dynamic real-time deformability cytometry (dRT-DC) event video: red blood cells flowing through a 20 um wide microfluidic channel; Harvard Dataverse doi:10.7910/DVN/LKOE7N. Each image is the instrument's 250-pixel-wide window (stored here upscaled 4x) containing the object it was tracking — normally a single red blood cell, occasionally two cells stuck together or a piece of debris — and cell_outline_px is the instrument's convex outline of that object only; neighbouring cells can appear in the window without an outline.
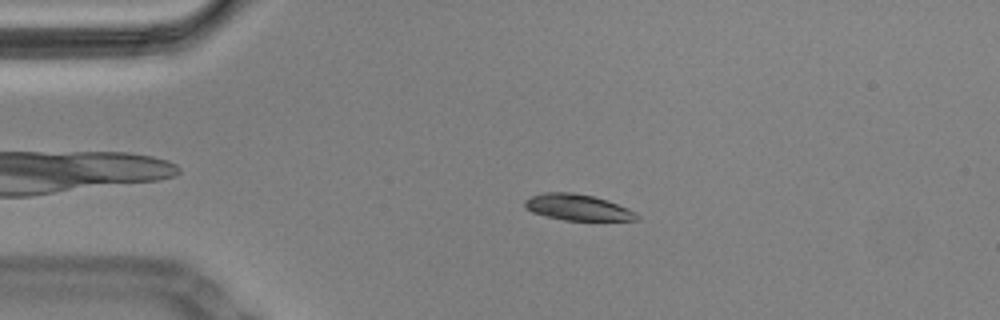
{"species": "Egyptian fruit bat (a non-hibernating species)", "species_latin": "Rousettus aegyptiacus", "temperature_condition": "cold", "stored_images_in_passage": 58, "camera_frame_rate_fps": 3000, "um_per_image_px": 0.085, "animal": {"sex": "male"}, "frame": {"image": 1, "passage_image": 12, "time_ms": 3.667, "image_size_px": [1000, 320], "cell_outline_px": [[640, 216], [636, 220], [564, 220], [532, 212], [524, 208], [524, 200], [532, 196], [544, 192], [572, 192], [592, 196], [608, 200], [628, 208], [636, 212]], "centroid_in_image_um": [49.1, 17.62], "position_along_channel_um": 35.9, "area_um2": 16.99}}
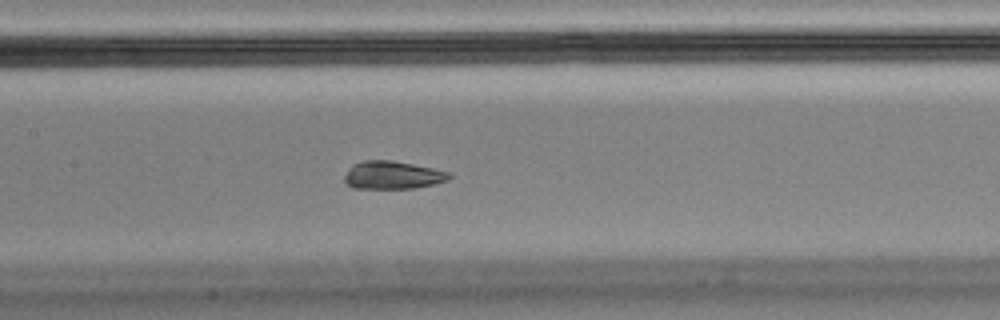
{"frame": {"image": 2, "passage_image": 27, "time_ms": 8.667, "image_size_px": [1000, 320], "cell_outline_px": [[452, 176], [448, 180], [432, 184], [412, 188], [352, 188], [344, 180], [344, 176], [348, 168], [352, 164], [364, 160], [392, 160], [432, 168], [448, 172]], "centroid_in_image_um": [33.32, 14.87], "position_along_channel_um": 174.1, "area_um2": 16.94}}
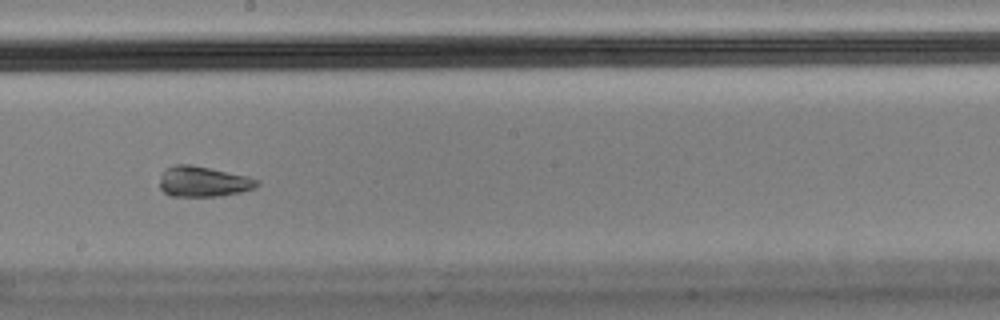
{"frame": {"image": 3, "passage_image": 32, "time_ms": 10.333, "image_size_px": [1000, 320], "cell_outline_px": [[260, 184], [256, 188], [240, 192], [220, 196], [172, 196], [164, 192], [160, 188], [160, 176], [164, 168], [176, 164], [192, 164], [248, 176], [260, 180]], "centroid_in_image_um": [17.28, 15.42], "position_along_channel_um": 230.9, "area_um2": 17.51}}